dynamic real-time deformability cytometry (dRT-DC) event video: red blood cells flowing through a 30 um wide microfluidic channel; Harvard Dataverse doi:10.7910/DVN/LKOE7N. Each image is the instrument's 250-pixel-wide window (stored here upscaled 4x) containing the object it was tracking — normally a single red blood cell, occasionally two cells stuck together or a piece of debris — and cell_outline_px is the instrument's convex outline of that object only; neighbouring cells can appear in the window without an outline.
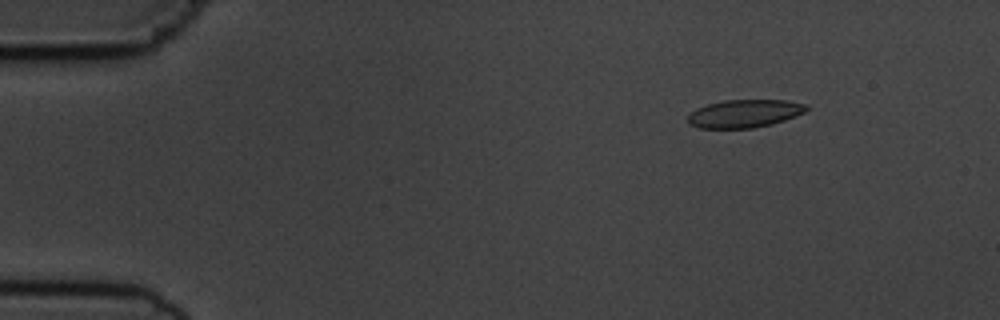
{"species": "common noctule bat (a hibernating species)", "species_latin": "Nyctalus noctula", "temperature_condition": "cold", "stored_images_in_passage": 7, "camera_frame_rate_fps": 3000, "um_per_image_px": 0.085, "animal": {"sex": "male", "body_mass_g": 19.5, "forearm_length_mm": 54.6}, "frame": {"image": 1, "passage_image": 3, "time_ms": 2.0, "image_size_px": [1000, 320], "cell_outline_px": [[808, 108], [804, 112], [784, 120], [772, 124], [752, 128], [700, 128], [688, 124], [688, 112], [696, 108], [708, 104], [724, 100], [788, 100], [808, 104]], "centroid_in_image_um": [63.26, 9.65], "position_along_channel_um": 21.7, "area_um2": 19.42}}
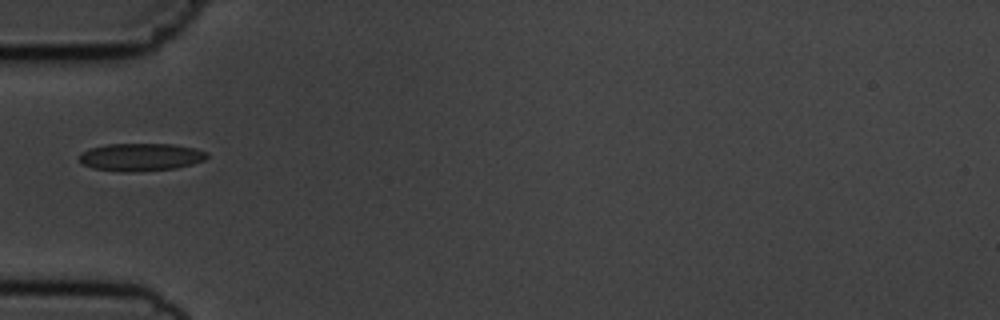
{"frame": {"image": 2, "passage_image": 6, "time_ms": 5.667, "image_size_px": [1000, 320], "cell_outline_px": [[208, 156], [204, 160], [192, 164], [176, 168], [132, 172], [124, 172], [92, 168], [80, 164], [76, 156], [80, 152], [92, 148], [108, 144], [172, 144], [196, 148], [208, 152]], "centroid_in_image_um": [11.92, 13.35], "position_along_channel_um": 73.1, "area_um2": 20.87}}
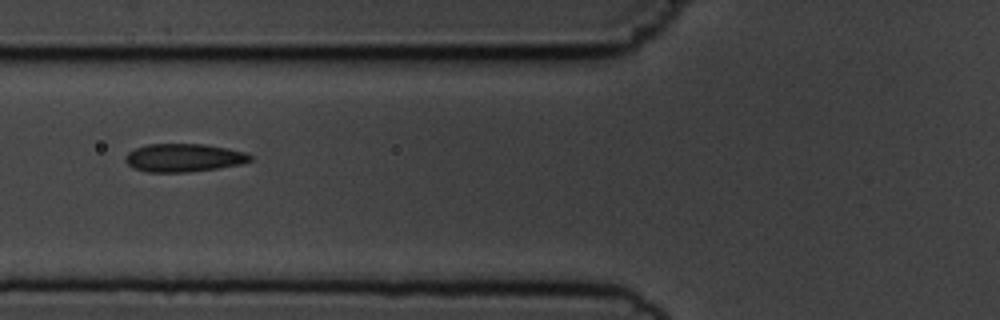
{"frame": {"image": 3, "passage_image": 7, "time_ms": 6.667, "image_size_px": [1000, 320], "cell_outline_px": [[252, 160], [240, 164], [216, 168], [188, 172], [148, 172], [132, 168], [124, 160], [124, 156], [128, 152], [136, 148], [148, 144], [204, 144], [228, 148], [244, 152], [252, 156]], "centroid_in_image_um": [15.58, 13.41], "position_along_channel_um": 110.2, "area_um2": 20.46}}